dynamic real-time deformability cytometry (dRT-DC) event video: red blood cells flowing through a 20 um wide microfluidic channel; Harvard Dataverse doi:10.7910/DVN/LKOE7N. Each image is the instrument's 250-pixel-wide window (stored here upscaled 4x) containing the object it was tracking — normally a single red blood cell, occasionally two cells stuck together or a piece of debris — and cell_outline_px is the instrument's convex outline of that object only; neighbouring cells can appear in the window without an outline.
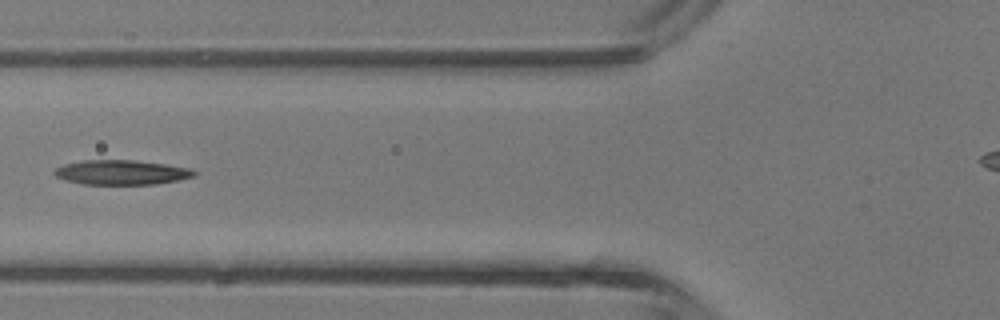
{"species": "common noctule bat (a hibernating species)", "species_latin": "Nyctalus noctula", "temperature_condition": "room temperature", "stored_images_in_passage": 5, "camera_frame_rate_fps": 3000, "um_per_image_px": 0.085, "animal": {"sex": "male", "body_mass_g": 13.3}, "frame": {"image": 1, "passage_image": 5, "time_ms": 5.333, "image_size_px": [1000, 320], "cell_outline_px": [[196, 176], [156, 184], [84, 184], [68, 180], [56, 176], [52, 172], [56, 168], [64, 164], [84, 160], [136, 160], [164, 164], [188, 168], [196, 172]], "centroid_in_image_um": [10.31, 14.65], "position_along_channel_um": 115.5, "area_um2": 19.83}}